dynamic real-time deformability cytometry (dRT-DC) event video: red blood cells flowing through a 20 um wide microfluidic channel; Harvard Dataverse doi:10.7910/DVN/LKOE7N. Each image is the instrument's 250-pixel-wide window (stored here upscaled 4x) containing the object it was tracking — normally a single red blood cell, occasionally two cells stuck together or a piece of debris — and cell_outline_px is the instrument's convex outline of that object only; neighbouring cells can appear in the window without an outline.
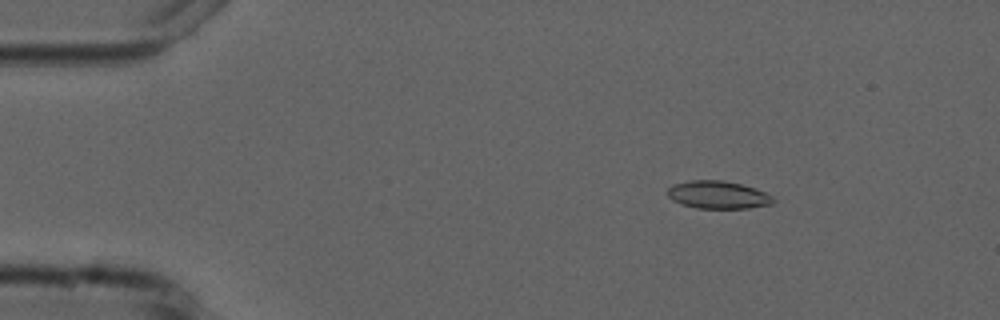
{"species": "common noctule bat (a hibernating species)", "species_latin": "Nyctalus noctula", "temperature_condition": "cold", "stored_images_in_passage": 6, "camera_frame_rate_fps": 3000, "um_per_image_px": 0.085, "animal": {"sex": "male", "forearm_length_mm": 52.5}, "frame": {"image": 1, "passage_image": 3, "time_ms": 2.333, "image_size_px": [1000, 320], "cell_outline_px": [[776, 200], [772, 204], [748, 208], [696, 208], [680, 204], [672, 200], [668, 196], [668, 188], [672, 184], [688, 180], [724, 180], [756, 188], [772, 196]], "centroid_in_image_um": [61.01, 16.55], "position_along_channel_um": 24.0, "area_um2": 17.22}}
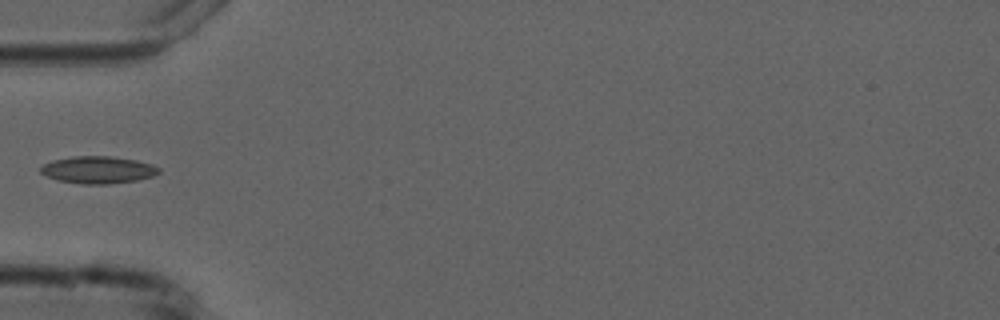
{"frame": {"image": 2, "passage_image": 6, "time_ms": 5.667, "image_size_px": [1000, 320], "cell_outline_px": [[160, 172], [152, 176], [136, 180], [108, 184], [84, 184], [60, 180], [48, 176], [40, 172], [40, 168], [44, 164], [52, 160], [72, 156], [112, 156], [136, 160], [152, 164], [160, 168]], "centroid_in_image_um": [8.35, 14.42], "position_along_channel_um": 76.7, "area_um2": 18.61}}